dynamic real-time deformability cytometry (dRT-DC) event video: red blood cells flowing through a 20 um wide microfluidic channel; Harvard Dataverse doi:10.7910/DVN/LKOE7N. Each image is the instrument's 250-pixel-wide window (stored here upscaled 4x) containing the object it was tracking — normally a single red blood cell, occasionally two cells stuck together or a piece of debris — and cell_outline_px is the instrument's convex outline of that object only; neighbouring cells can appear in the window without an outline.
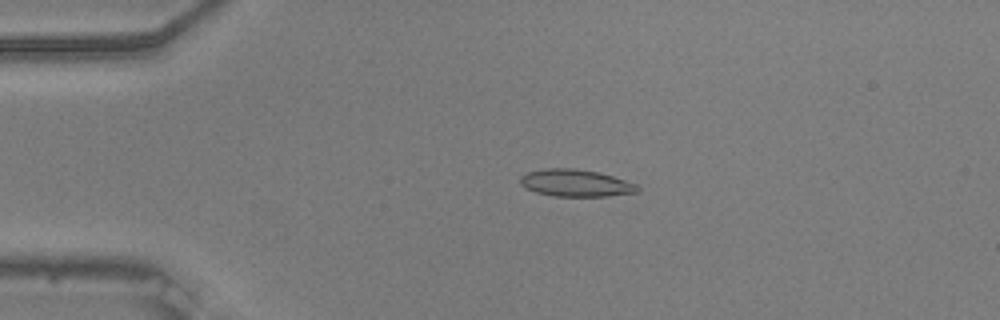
{"species": "common noctule bat (a hibernating species)", "species_latin": "Nyctalus noctula", "temperature_condition": "warm", "stored_images_in_passage": 54, "camera_frame_rate_fps": 3000, "um_per_image_px": 0.085, "animal": {"sex": "male", "body_mass_g": 20.5, "forearm_length_mm": 52.5}, "frame": {"image": 1, "passage_image": 12, "time_ms": 3.667, "image_size_px": [1000, 320], "cell_outline_px": [[640, 192], [608, 196], [556, 196], [536, 192], [520, 184], [520, 176], [528, 172], [544, 168], [576, 168], [600, 172], [636, 184], [640, 188]], "centroid_in_image_um": [48.96, 15.55], "position_along_channel_um": 36.0, "area_um2": 18.55}}
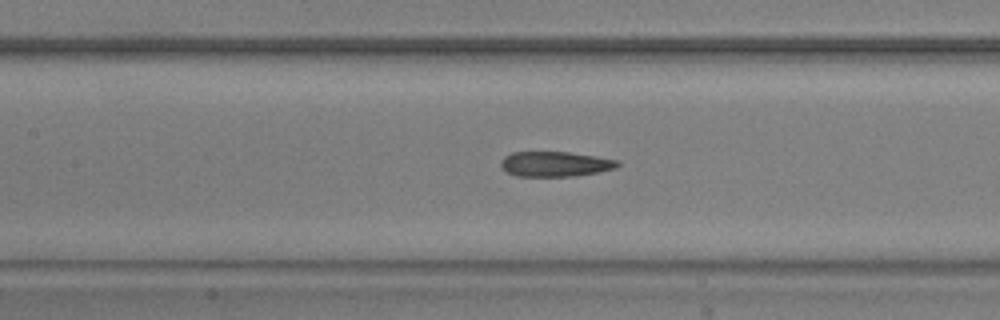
{"frame": {"image": 2, "passage_image": 25, "time_ms": 8.0, "image_size_px": [1000, 320], "cell_outline_px": [[620, 164], [616, 168], [576, 176], [516, 176], [504, 172], [500, 164], [500, 160], [504, 156], [512, 152], [568, 152], [620, 160]], "centroid_in_image_um": [47.15, 13.94], "position_along_channel_um": 160.3, "area_um2": 17.17}}
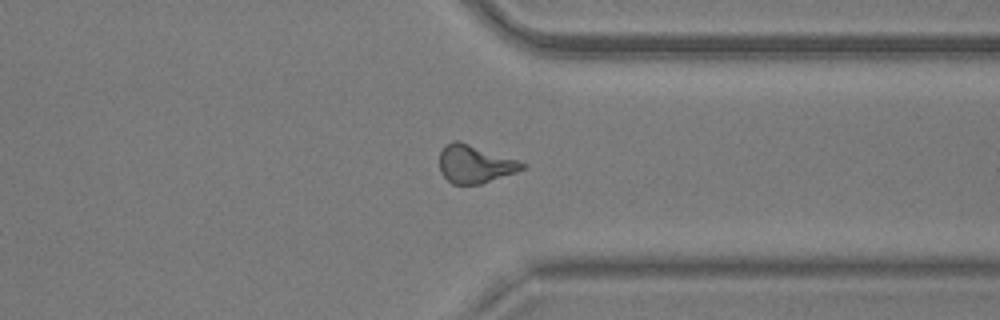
{"frame": {"image": 3, "passage_image": 42, "time_ms": 13.667, "image_size_px": [1000, 320], "cell_outline_px": [[528, 164], [524, 168], [516, 172], [480, 184], [452, 184], [440, 172], [440, 152], [444, 144], [452, 140], [460, 140]], "centroid_in_image_um": [40.34, 13.92], "position_along_channel_um": 371.1, "area_um2": 18.32}, "authors_computed_cell_mechanics": {"area_um2": 18.0914, "velocity_mm_per_s": 3.7472, "shape_relaxation_time_tau1_ms": null, "shape_relaxation_time_tau2_ms": 2.1708, "deformation_change_tau1": null, "deformation_change_tau2": 0.0999}}